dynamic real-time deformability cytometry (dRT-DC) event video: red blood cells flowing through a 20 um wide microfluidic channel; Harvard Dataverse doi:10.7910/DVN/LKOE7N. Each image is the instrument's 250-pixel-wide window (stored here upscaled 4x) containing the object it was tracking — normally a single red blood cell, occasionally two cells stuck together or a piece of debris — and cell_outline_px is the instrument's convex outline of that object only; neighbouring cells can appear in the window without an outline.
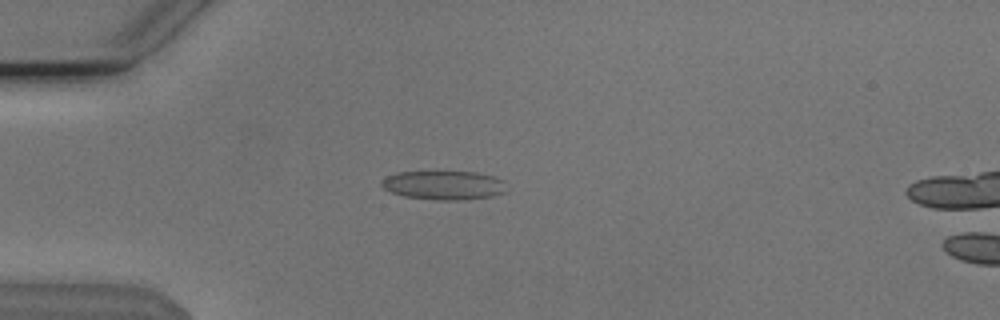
{"species": "Egyptian fruit bat (a non-hibernating species)", "species_latin": "Rousettus aegyptiacus", "temperature_condition": "cold", "stored_images_in_passage": 6, "camera_frame_rate_fps": 3000, "um_per_image_px": 0.085, "animal": {"sex": "male"}, "frame": {"image": 1, "passage_image": 5, "time_ms": 1.333, "image_size_px": [1000, 320], "cell_outline_px": [[504, 192], [492, 196], [464, 200], [436, 200], [404, 196], [392, 192], [384, 188], [380, 184], [380, 180], [396, 172], [476, 172], [492, 176], [504, 180]], "centroid_in_image_um": [37.7, 15.74], "position_along_channel_um": 47.3, "area_um2": 20.98}}